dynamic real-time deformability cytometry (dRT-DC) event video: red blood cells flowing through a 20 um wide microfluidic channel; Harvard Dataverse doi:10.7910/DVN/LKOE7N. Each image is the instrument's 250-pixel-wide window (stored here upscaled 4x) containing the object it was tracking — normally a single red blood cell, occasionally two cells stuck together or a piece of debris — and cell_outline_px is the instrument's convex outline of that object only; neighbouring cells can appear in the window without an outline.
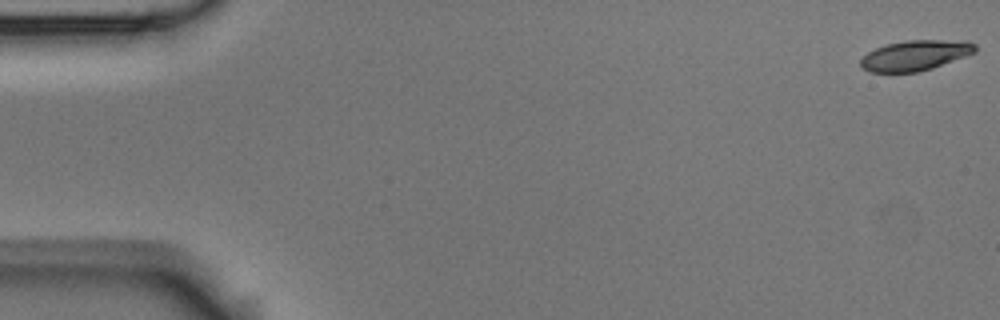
{"species": "Egyptian fruit bat (a non-hibernating species)", "species_latin": "Rousettus aegyptiacus", "temperature_condition": "room temperature", "stored_images_in_passage": 6, "camera_frame_rate_fps": 3000, "um_per_image_px": 0.085, "animal": {"sex": "male"}, "frame": {"image": 1, "passage_image": 1, "time_ms": 0.0, "image_size_px": [1000, 320], "cell_outline_px": [[976, 52], [932, 68], [916, 72], [868, 72], [860, 64], [860, 60], [868, 52], [876, 48], [888, 44], [904, 40], [968, 40], [976, 44]], "centroid_in_image_um": [77.82, 4.69], "position_along_channel_um": 7.2, "area_um2": 20.17}}